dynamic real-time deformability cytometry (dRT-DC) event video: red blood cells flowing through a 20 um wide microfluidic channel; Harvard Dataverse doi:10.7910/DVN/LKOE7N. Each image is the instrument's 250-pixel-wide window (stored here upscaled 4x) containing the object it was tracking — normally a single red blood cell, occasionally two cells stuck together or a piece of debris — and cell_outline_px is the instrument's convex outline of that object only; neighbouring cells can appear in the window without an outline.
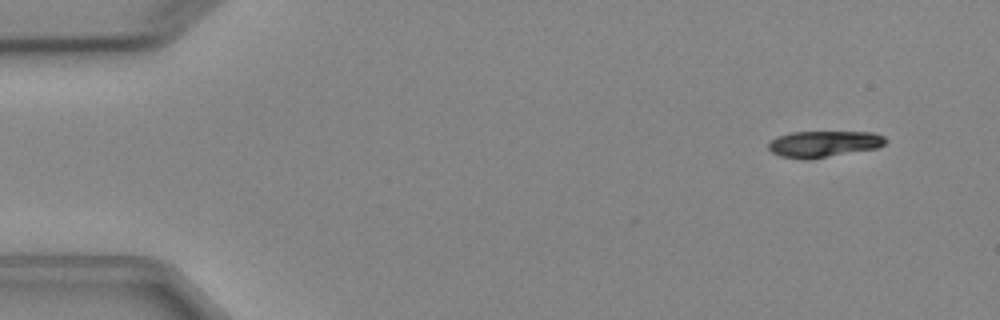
{"species": "Egyptian fruit bat (a non-hibernating species)", "species_latin": "Rousettus aegyptiacus", "temperature_condition": "cold", "stored_images_in_passage": 5, "camera_frame_rate_fps": 3000, "um_per_image_px": 0.085, "animal": {"sex": "female"}, "frame": {"image": 1, "passage_image": 1, "time_ms": 0.0, "image_size_px": [1000, 320], "cell_outline_px": [[888, 140], [880, 148], [808, 160], [804, 160], [780, 156], [772, 152], [768, 148], [768, 144], [776, 136], [792, 132], [872, 132], [884, 136]], "centroid_in_image_um": [70.04, 12.24], "position_along_channel_um": 15.0, "area_um2": 18.21}}